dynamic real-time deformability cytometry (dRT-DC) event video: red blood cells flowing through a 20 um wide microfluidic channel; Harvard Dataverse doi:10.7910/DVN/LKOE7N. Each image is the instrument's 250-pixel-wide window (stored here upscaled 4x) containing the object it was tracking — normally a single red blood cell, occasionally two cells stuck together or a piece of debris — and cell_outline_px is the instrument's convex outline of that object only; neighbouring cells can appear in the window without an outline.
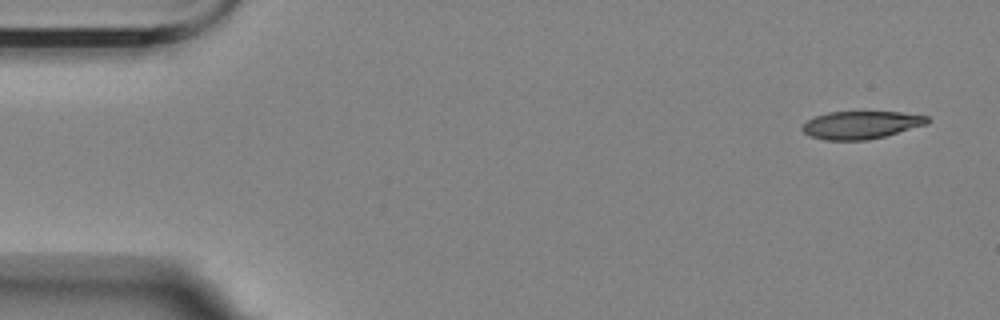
{"species": "Egyptian fruit bat (a non-hibernating species)", "species_latin": "Rousettus aegyptiacus", "temperature_condition": "room temperature", "stored_images_in_passage": 4, "camera_frame_rate_fps": 3000, "um_per_image_px": 0.085, "animal": {"sex": "female"}, "frame": {"image": 1, "passage_image": 1, "time_ms": 0.0, "image_size_px": [1000, 320], "cell_outline_px": [[932, 120], [928, 124], [884, 136], [868, 140], [824, 140], [808, 136], [800, 128], [808, 120], [816, 116], [828, 112], [900, 112], [928, 116]], "centroid_in_image_um": [73.2, 10.62], "position_along_channel_um": 11.8, "area_um2": 20.29}}
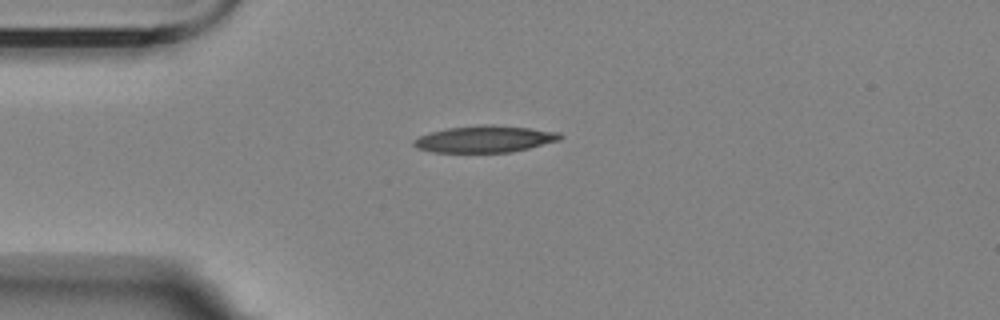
{"frame": {"image": 2, "passage_image": 3, "time_ms": 3.667, "image_size_px": [1000, 320], "cell_outline_px": [[564, 136], [560, 140], [512, 152], [432, 152], [416, 148], [412, 144], [412, 140], [420, 136], [432, 132], [448, 128], [488, 124], [492, 124], [528, 128], [560, 132]], "centroid_in_image_um": [41.21, 11.82], "position_along_channel_um": 43.8, "area_um2": 22.72}}